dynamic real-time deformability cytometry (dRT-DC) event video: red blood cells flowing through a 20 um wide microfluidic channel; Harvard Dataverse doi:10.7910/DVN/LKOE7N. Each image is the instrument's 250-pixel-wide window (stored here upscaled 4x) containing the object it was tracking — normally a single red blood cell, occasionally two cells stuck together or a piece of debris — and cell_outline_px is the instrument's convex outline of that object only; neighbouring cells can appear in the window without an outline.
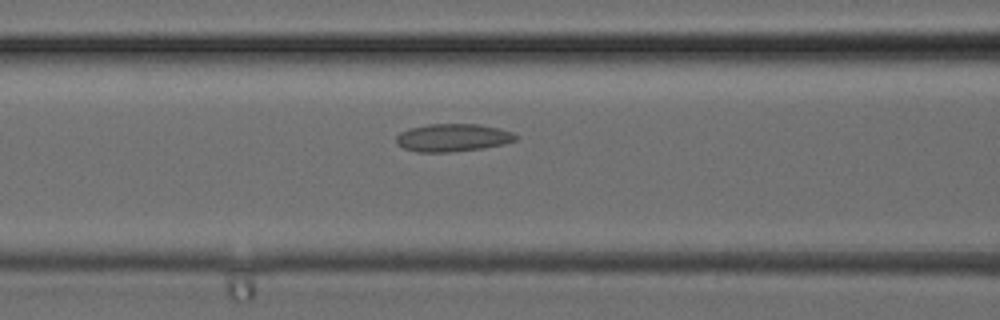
{"species": "common noctule bat (a hibernating species)", "species_latin": "Nyctalus noctula", "temperature_condition": "cold", "stored_images_in_passage": 27, "camera_frame_rate_fps": 3000, "um_per_image_px": 0.085, "animal": {"sex": "female", "body_mass_g": 24.6, "forearm_length_mm": 56.2}, "frame": {"image": 1, "passage_image": 10, "time_ms": 3.0, "image_size_px": [1000, 320], "cell_outline_px": [[520, 136], [516, 140], [504, 144], [484, 148], [452, 152], [416, 152], [404, 148], [396, 140], [396, 136], [400, 132], [408, 128], [428, 124], [480, 124], [500, 128], [512, 132]], "centroid_in_image_um": [38.52, 11.7], "position_along_channel_um": 128.1, "area_um2": 19.54}}
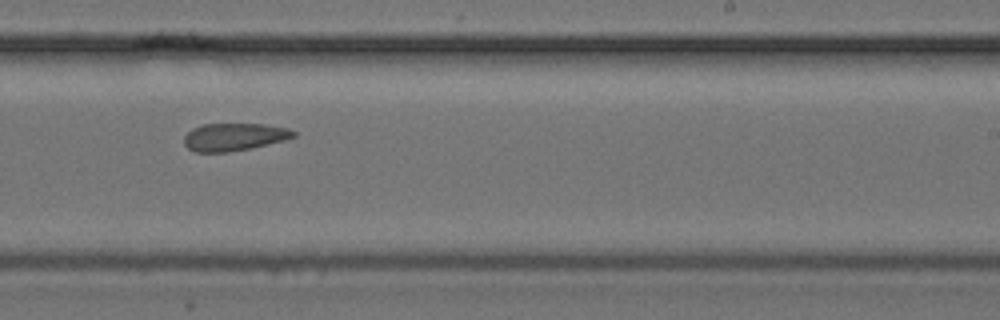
{"frame": {"image": 2, "passage_image": 17, "time_ms": 5.333, "image_size_px": [1000, 320], "cell_outline_px": [[296, 136], [284, 140], [252, 148], [228, 152], [196, 152], [188, 148], [184, 144], [184, 136], [192, 128], [204, 124], [264, 124], [288, 128], [296, 132]], "centroid_in_image_um": [19.9, 11.64], "position_along_channel_um": 269.1, "area_um2": 17.63}}
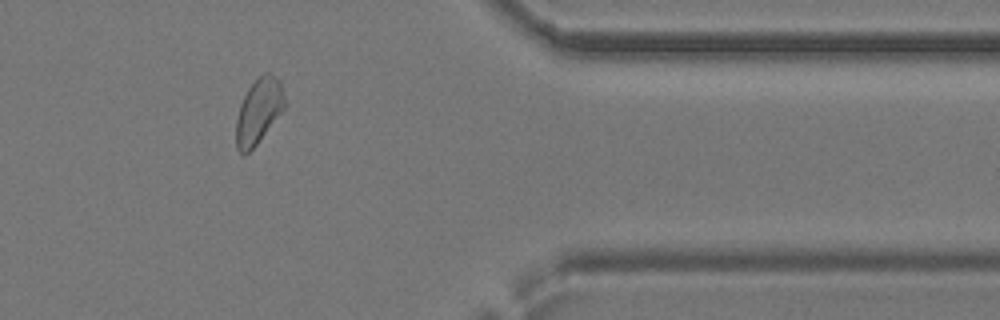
{"frame": {"image": 3, "passage_image": 24, "time_ms": 7.667, "image_size_px": [1000, 320], "cell_outline_px": [[284, 108], [256, 144], [244, 156], [236, 148], [236, 120], [240, 104], [248, 88], [264, 72], [268, 72], [276, 76], [280, 80], [284, 96]], "centroid_in_image_um": [21.96, 9.43], "position_along_channel_um": 389.4, "area_um2": 18.09}}